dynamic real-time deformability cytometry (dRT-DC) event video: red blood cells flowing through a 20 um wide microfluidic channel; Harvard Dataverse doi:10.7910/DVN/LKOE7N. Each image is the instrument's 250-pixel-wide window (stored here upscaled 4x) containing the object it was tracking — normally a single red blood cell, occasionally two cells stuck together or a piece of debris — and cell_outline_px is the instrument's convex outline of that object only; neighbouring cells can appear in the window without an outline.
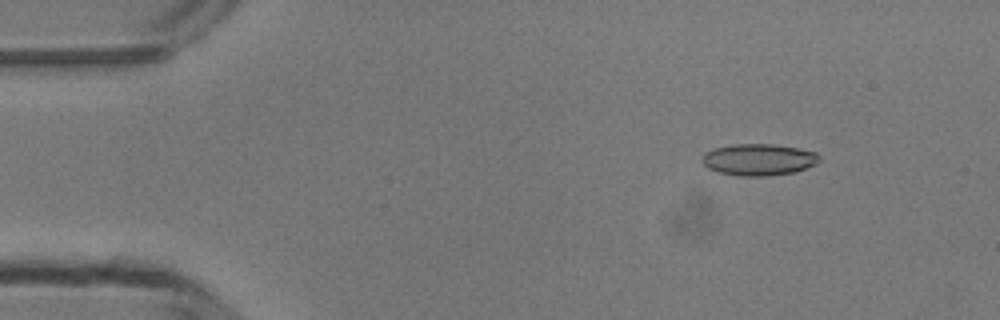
{"species": "common noctule bat (a hibernating species)", "species_latin": "Nyctalus noctula", "temperature_condition": "room temperature", "stored_images_in_passage": 48, "camera_frame_rate_fps": 3000, "um_per_image_px": 0.085, "animal": {"sex": "male", "body_mass_g": 13.3}, "frame": {"image": 1, "passage_image": 5, "time_ms": 1.333, "image_size_px": [1000, 320], "cell_outline_px": [[820, 160], [816, 164], [792, 172], [768, 176], [740, 176], [716, 172], [708, 168], [700, 160], [700, 156], [704, 152], [716, 148], [732, 144], [772, 144], [796, 148], [816, 152], [820, 156]], "centroid_in_image_um": [64.43, 13.57], "position_along_channel_um": 20.6, "area_um2": 21.68}}
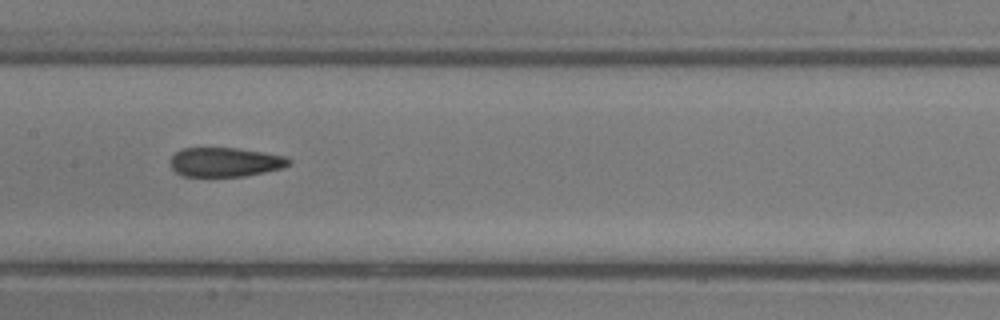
{"frame": {"image": 2, "passage_image": 23, "time_ms": 7.333, "image_size_px": [1000, 320], "cell_outline_px": [[292, 160], [284, 168], [244, 176], [184, 176], [176, 172], [168, 164], [172, 156], [176, 152], [184, 148], [236, 148], [264, 152], [284, 156]], "centroid_in_image_um": [19.13, 13.78], "position_along_channel_um": 188.3, "area_um2": 20.17}}
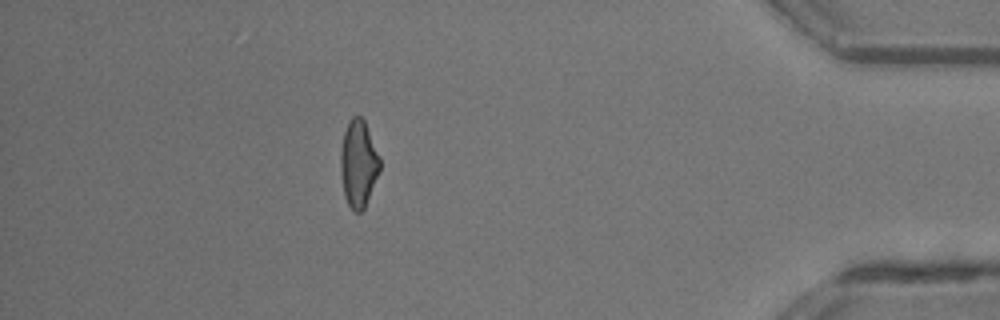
{"frame": {"image": 3, "passage_image": 42, "time_ms": 13.667, "image_size_px": [1000, 320], "cell_outline_px": [[380, 168], [364, 208], [360, 212], [352, 212], [344, 196], [340, 172], [340, 152], [344, 132], [352, 116], [360, 116], [364, 120], [380, 156]], "centroid_in_image_um": [30.45, 13.92], "position_along_channel_um": 404.8, "area_um2": 19.83}, "authors_computed_cell_mechanics": {"area_um2": 21.0103, "velocity_mm_per_s": 4.2191, "shape_relaxation_time_tau1_ms": 9.2298, "shape_relaxation_time_tau2_ms": 2.3329, "deformation_change_tau1": 0.2303, "deformation_change_tau2": 0.089}}